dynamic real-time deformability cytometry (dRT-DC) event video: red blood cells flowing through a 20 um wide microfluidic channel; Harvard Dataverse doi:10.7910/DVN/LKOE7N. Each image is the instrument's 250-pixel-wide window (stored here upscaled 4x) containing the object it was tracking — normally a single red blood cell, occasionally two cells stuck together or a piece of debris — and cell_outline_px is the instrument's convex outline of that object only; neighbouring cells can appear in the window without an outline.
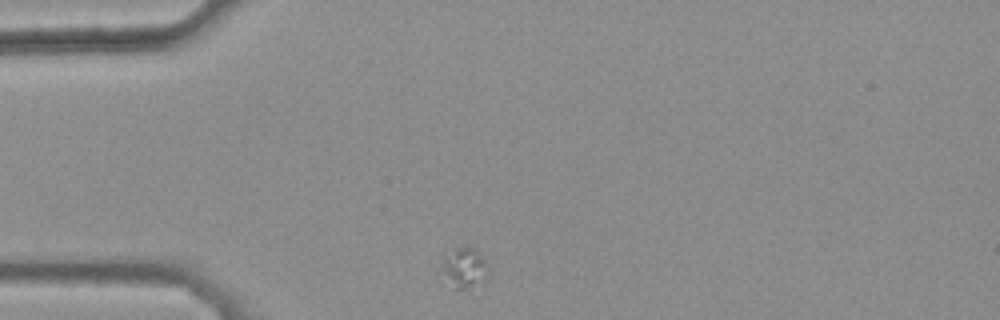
{"species": "common noctule bat (a hibernating species)", "species_latin": "Nyctalus noctula", "temperature_condition": "warm", "stored_images_in_passage": 31, "camera_frame_rate_fps": 3000, "um_per_image_px": 0.085, "animal": {"sex": "female", "body_mass_g": 25.1}, "frame": {"image": 1, "passage_image": 1, "time_ms": 0.0, "image_size_px": [1000, 320], "cell_outline_px": [[488, 280], [484, 284], [468, 288], [456, 288], [444, 268], [444, 260], [456, 248], [476, 248], [488, 268]], "centroid_in_image_um": [39.63, 22.79], "position_along_channel_um": 45.4, "area_um2": 10.06}}